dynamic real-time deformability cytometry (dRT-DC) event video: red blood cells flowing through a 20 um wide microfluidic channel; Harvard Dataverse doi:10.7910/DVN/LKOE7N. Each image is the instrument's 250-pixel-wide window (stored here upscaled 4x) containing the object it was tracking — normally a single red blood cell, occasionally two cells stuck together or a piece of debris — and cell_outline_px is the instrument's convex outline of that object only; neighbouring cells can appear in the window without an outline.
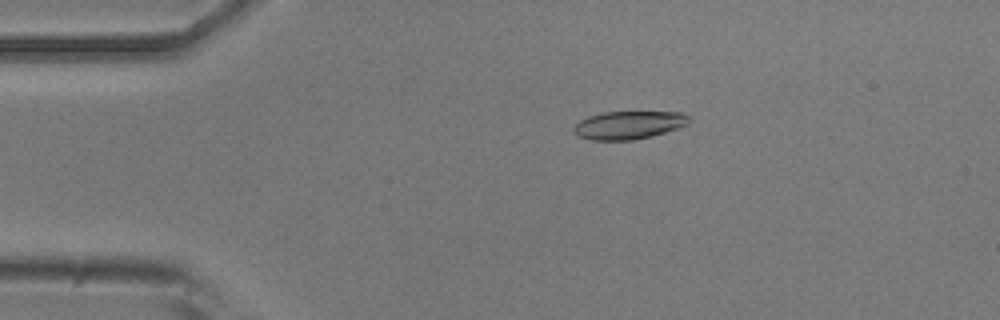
{"species": "common noctule bat (a hibernating species)", "species_latin": "Nyctalus noctula", "temperature_condition": "room temperature", "stored_images_in_passage": 53, "camera_frame_rate_fps": 3000, "um_per_image_px": 0.085, "animal": {"sex": "male", "body_mass_g": 20.5, "forearm_length_mm": 52.5}, "frame": {"image": 1, "passage_image": 10, "time_ms": 3.0, "image_size_px": [1000, 320], "cell_outline_px": [[692, 120], [688, 124], [680, 128], [652, 136], [632, 140], [592, 140], [580, 136], [572, 132], [572, 128], [580, 120], [588, 116], [604, 112], [680, 112], [692, 116]], "centroid_in_image_um": [53.49, 10.62], "position_along_channel_um": 31.5, "area_um2": 19.07}}
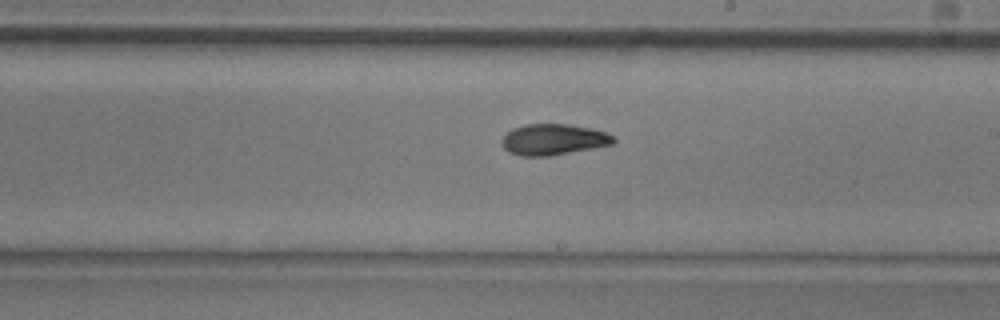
{"frame": {"image": 2, "passage_image": 30, "time_ms": 9.667, "image_size_px": [1000, 320], "cell_outline_px": [[616, 140], [612, 144], [592, 148], [548, 156], [520, 156], [508, 152], [504, 148], [500, 140], [512, 128], [524, 124], [568, 124], [592, 128], [604, 132], [612, 136]], "centroid_in_image_um": [46.99, 11.85], "position_along_channel_um": 242.0, "area_um2": 20.11}}
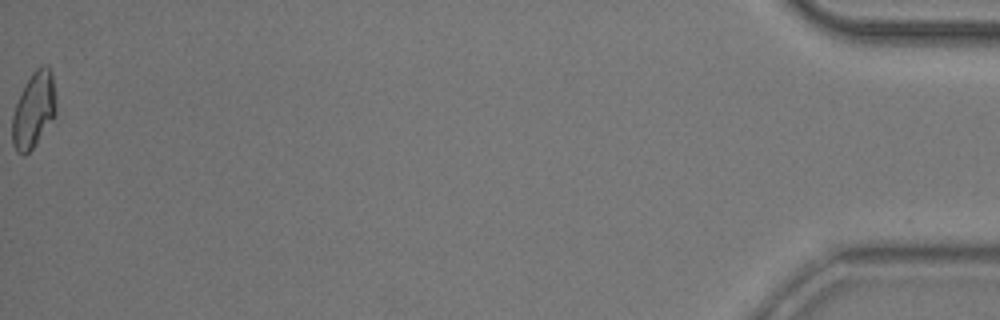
{"frame": {"image": 3, "passage_image": 53, "time_ms": 17.333, "image_size_px": [1000, 320], "cell_outline_px": [[56, 116], [36, 144], [24, 156], [16, 152], [12, 144], [12, 116], [16, 104], [32, 72], [36, 68], [44, 64], [48, 64], [52, 72], [56, 96]], "centroid_in_image_um": [2.89, 9.36], "position_along_channel_um": 432.3, "area_um2": 19.54}, "authors_computed_cell_mechanics": {"area_um2": 19.8832, "velocity_mm_per_s": 3.8101, "shape_relaxation_time_tau1_ms": 5.102, "shape_relaxation_time_tau2_ms": 2.4393, "deformation_change_tau1": 0.1579, "deformation_change_tau2": 0.0804}}